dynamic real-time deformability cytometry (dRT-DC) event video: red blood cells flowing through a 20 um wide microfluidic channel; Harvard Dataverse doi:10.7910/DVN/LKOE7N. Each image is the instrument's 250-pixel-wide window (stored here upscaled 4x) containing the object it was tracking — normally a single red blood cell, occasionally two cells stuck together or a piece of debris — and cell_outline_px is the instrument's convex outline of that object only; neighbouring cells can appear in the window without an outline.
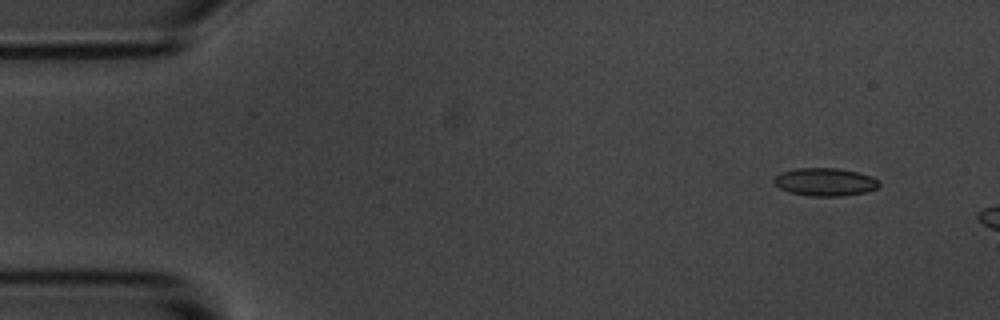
{"species": "common noctule bat (a hibernating species)", "species_latin": "Nyctalus noctula", "temperature_condition": "room temperature", "stored_images_in_passage": 4, "camera_frame_rate_fps": 3000, "um_per_image_px": 0.085, "animal": {"sex": "male", "body_mass_g": 20.1, "forearm_length_mm": 53.5}, "frame": {"image": 1, "passage_image": 2, "time_ms": 1.0, "image_size_px": [1000, 320], "cell_outline_px": [[880, 184], [876, 188], [868, 192], [844, 196], [808, 196], [788, 192], [780, 188], [772, 180], [780, 172], [792, 168], [840, 168], [872, 176]], "centroid_in_image_um": [70.11, 15.46], "position_along_channel_um": 14.9, "area_um2": 17.28}}